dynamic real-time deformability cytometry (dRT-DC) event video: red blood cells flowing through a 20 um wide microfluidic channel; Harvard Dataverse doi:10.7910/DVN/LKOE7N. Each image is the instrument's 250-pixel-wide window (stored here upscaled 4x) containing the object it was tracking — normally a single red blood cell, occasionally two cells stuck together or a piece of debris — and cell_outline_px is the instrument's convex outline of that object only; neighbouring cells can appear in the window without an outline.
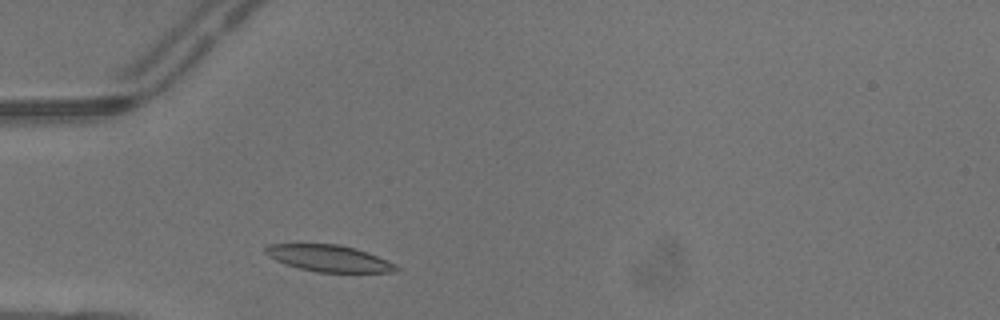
{"species": "common noctule bat (a hibernating species)", "species_latin": "Nyctalus noctula", "temperature_condition": "warm", "stored_images_in_passage": 1, "camera_frame_rate_fps": 3000, "um_per_image_px": 0.085, "animal": {"sex": "male", "body_mass_g": 13.3}, "frame": {"image": 1, "passage_image": 1, "time_ms": 0.0, "image_size_px": [1000, 320], "cell_outline_px": [[400, 268], [396, 272], [316, 272], [300, 268], [276, 260], [268, 256], [264, 252], [264, 248], [268, 244], [336, 244], [356, 248], [368, 252], [388, 260], [396, 264]], "centroid_in_image_um": [27.99, 21.95], "position_along_channel_um": 57.0, "area_um2": 20.23}}